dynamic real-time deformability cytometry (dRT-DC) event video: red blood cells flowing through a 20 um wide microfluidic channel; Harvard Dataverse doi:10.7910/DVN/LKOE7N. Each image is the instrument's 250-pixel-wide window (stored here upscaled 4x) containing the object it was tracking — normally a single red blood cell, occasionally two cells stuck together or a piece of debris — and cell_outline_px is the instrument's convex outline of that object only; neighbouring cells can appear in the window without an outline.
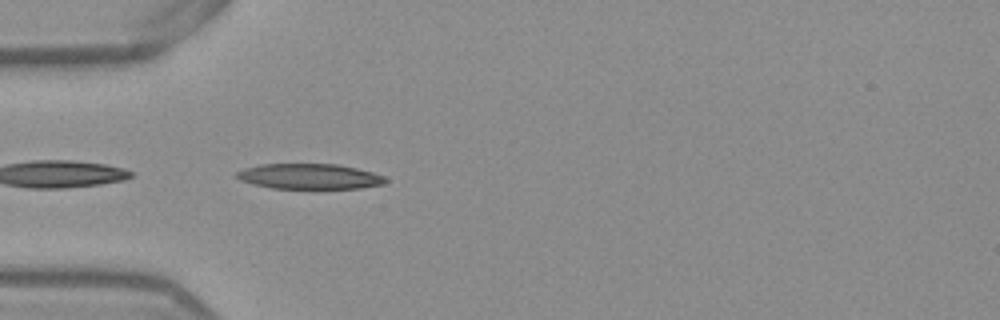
{"species": "Egyptian fruit bat (a non-hibernating species)", "species_latin": "Rousettus aegyptiacus", "temperature_condition": "warm", "stored_images_in_passage": 36, "camera_frame_rate_fps": 3000, "um_per_image_px": 0.085, "frame": {"image": 1, "passage_image": 1, "time_ms": 0.0, "image_size_px": [1000, 320], "cell_outline_px": [[388, 180], [384, 184], [360, 188], [272, 188], [252, 184], [240, 180], [236, 176], [236, 172], [244, 168], [260, 164], [340, 164], [372, 172], [384, 176]], "centroid_in_image_um": [26.3, 14.99], "position_along_channel_um": 58.7, "area_um2": 21.96}}
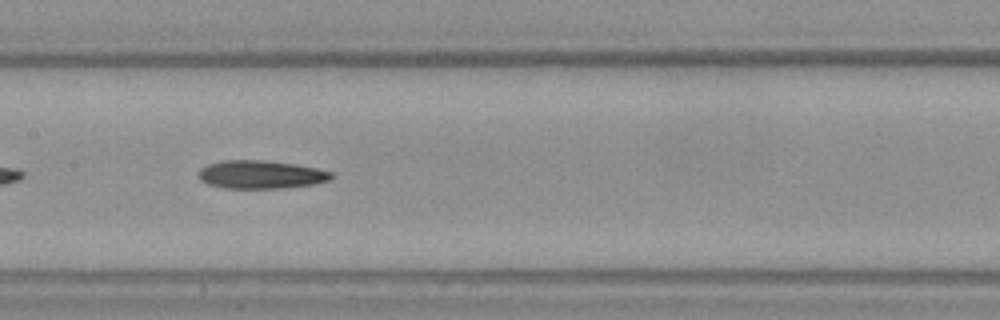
{"frame": {"image": 2, "passage_image": 11, "time_ms": 3.333, "image_size_px": [1000, 320], "cell_outline_px": [[336, 176], [328, 180], [316, 184], [284, 188], [224, 188], [208, 184], [200, 180], [196, 176], [200, 168], [208, 164], [220, 160], [264, 160], [292, 164], [316, 168], [332, 172]], "centroid_in_image_um": [22.14, 14.84], "position_along_channel_um": 185.3, "area_um2": 22.02}}
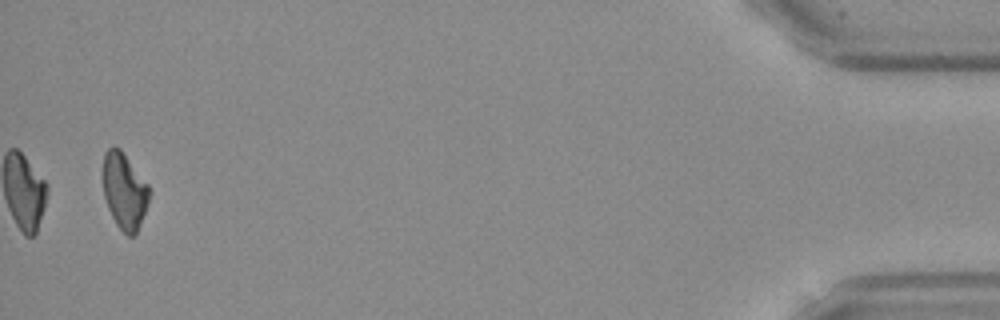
{"frame": {"image": 3, "passage_image": 36, "time_ms": 11.667, "image_size_px": [1000, 320], "cell_outline_px": [[152, 192], [148, 204], [136, 232], [132, 236], [128, 236], [116, 224], [108, 208], [104, 196], [100, 176], [100, 172], [104, 152], [112, 144], [120, 148], [148, 184]], "centroid_in_image_um": [10.53, 16.15], "position_along_channel_um": 424.7, "area_um2": 21.15}}